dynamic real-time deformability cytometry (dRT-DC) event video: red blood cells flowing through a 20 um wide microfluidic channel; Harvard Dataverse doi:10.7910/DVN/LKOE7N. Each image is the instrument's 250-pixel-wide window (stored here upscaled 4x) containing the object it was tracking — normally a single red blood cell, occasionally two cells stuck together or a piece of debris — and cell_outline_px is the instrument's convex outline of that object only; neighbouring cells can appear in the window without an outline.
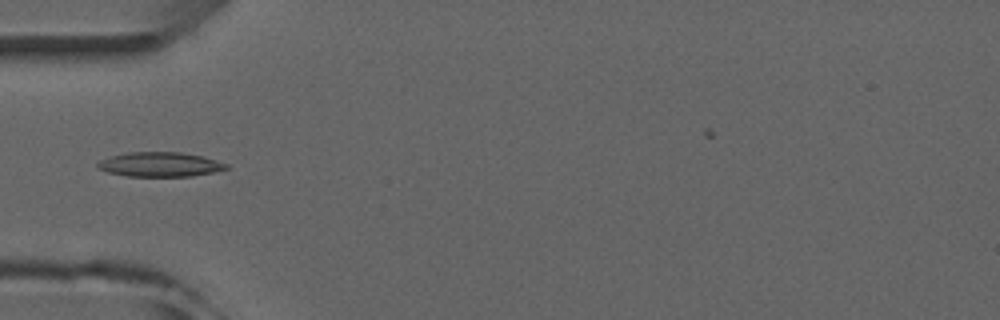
{"species": "common noctule bat (a hibernating species)", "species_latin": "Nyctalus noctula", "temperature_condition": "room temperature", "stored_images_in_passage": 2, "camera_frame_rate_fps": 3000, "um_per_image_px": 0.085, "animal": {"sex": "male", "forearm_length_mm": 52.5}, "frame": {"image": 1, "passage_image": 2, "time_ms": 1.0, "image_size_px": [1000, 320], "cell_outline_px": [[228, 168], [212, 172], [192, 176], [128, 176], [108, 172], [96, 168], [96, 164], [100, 160], [112, 156], [128, 152], [180, 152], [200, 156], [216, 160], [228, 164]], "centroid_in_image_um": [13.57, 13.97], "position_along_channel_um": 71.4, "area_um2": 18.21}}